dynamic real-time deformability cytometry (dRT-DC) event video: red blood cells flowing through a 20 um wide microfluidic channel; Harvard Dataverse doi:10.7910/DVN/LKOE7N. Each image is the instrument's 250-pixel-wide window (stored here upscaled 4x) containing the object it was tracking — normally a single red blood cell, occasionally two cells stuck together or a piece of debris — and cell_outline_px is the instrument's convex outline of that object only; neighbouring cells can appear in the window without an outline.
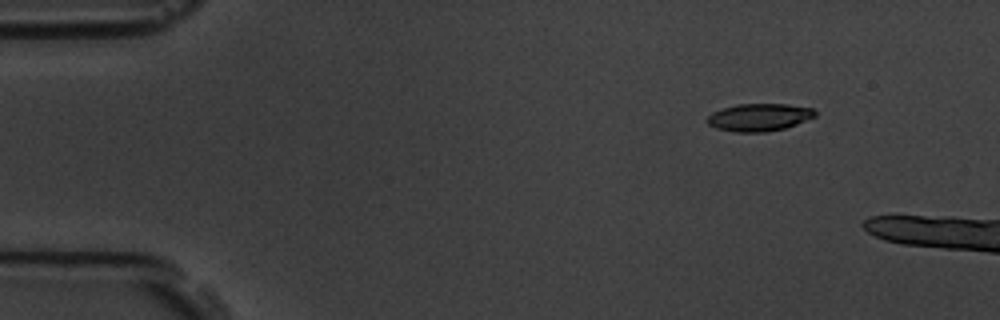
{"species": "common noctule bat (a hibernating species)", "species_latin": "Nyctalus noctula", "temperature_condition": "room temperature", "stored_images_in_passage": 4, "camera_frame_rate_fps": 3000, "um_per_image_px": 0.085, "animal": {"sex": "male", "body_mass_g": 19.5, "forearm_length_mm": 54.6}, "frame": {"image": 1, "passage_image": 2, "time_ms": 1.333, "image_size_px": [1000, 320], "cell_outline_px": [[816, 116], [796, 124], [784, 128], [764, 132], [732, 132], [716, 128], [708, 124], [704, 120], [712, 112], [736, 104], [788, 104], [812, 108], [816, 112]], "centroid_in_image_um": [64.49, 9.97], "position_along_channel_um": 20.5, "area_um2": 17.34}}